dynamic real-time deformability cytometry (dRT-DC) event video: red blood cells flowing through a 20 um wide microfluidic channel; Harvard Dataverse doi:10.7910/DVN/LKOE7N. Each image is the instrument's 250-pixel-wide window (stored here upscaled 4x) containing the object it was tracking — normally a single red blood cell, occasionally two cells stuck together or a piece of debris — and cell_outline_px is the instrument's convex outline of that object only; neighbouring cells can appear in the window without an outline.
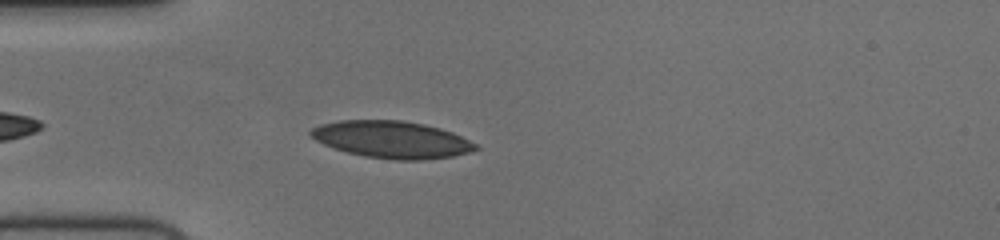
{"species": "human", "species_latin": "Homo sapiens", "temperature_condition": "cold", "stored_images_in_passage": 41, "camera_frame_rate_fps": 3000, "um_per_image_px": 0.085, "donor": {"sex": "female"}, "frame": {"image": 1, "passage_image": 4, "time_ms": 1.0, "image_size_px": [1000, 240], "cell_outline_px": [[480, 148], [468, 152], [452, 156], [420, 160], [396, 160], [364, 156], [348, 152], [324, 144], [316, 140], [308, 132], [312, 128], [320, 124], [340, 120], [400, 120], [424, 124], [440, 128], [452, 132], [476, 144]], "centroid_in_image_um": [33.29, 11.85], "position_along_channel_um": 51.7, "area_um2": 35.32}}
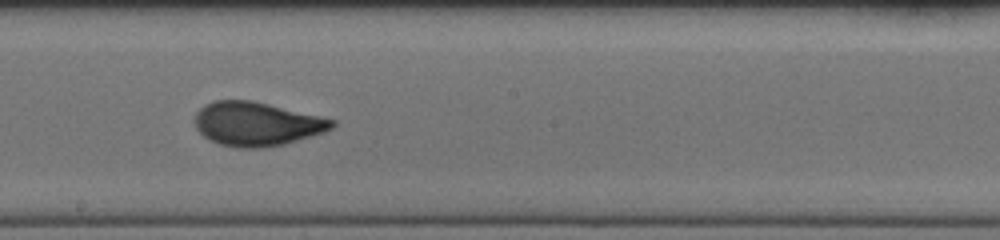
{"frame": {"image": 2, "passage_image": 19, "time_ms": 6.0, "image_size_px": [1000, 240], "cell_outline_px": [[336, 124], [332, 128], [324, 132], [284, 144], [264, 148], [236, 148], [220, 144], [208, 140], [196, 128], [196, 112], [204, 104], [212, 100], [252, 100], [320, 116], [336, 120]], "centroid_in_image_um": [21.81, 10.53], "position_along_channel_um": 226.4, "area_um2": 35.14}}
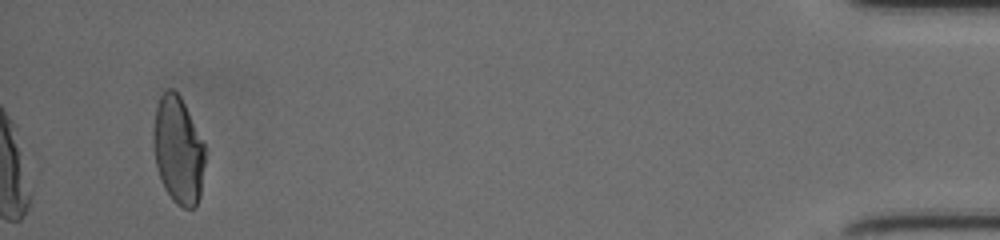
{"frame": {"image": 3, "passage_image": 41, "time_ms": 13.333, "image_size_px": [1000, 240], "cell_outline_px": [[204, 164], [200, 196], [196, 208], [184, 208], [176, 204], [172, 200], [164, 188], [156, 164], [152, 144], [152, 132], [156, 108], [160, 96], [168, 88], [172, 88], [180, 96], [204, 144]], "centroid_in_image_um": [15.12, 12.79], "position_along_channel_um": 420.1, "area_um2": 32.25}, "authors_computed_cell_mechanics": {"area_um2": 34.7378, "velocity_mm_per_s": 3.7189, "shape_relaxation_time_tau1_ms": 7.4732, "shape_relaxation_time_tau2_ms": 0.7521, "deformation_change_tau1": 0.2176, "deformation_change_tau2": 0.0644}}